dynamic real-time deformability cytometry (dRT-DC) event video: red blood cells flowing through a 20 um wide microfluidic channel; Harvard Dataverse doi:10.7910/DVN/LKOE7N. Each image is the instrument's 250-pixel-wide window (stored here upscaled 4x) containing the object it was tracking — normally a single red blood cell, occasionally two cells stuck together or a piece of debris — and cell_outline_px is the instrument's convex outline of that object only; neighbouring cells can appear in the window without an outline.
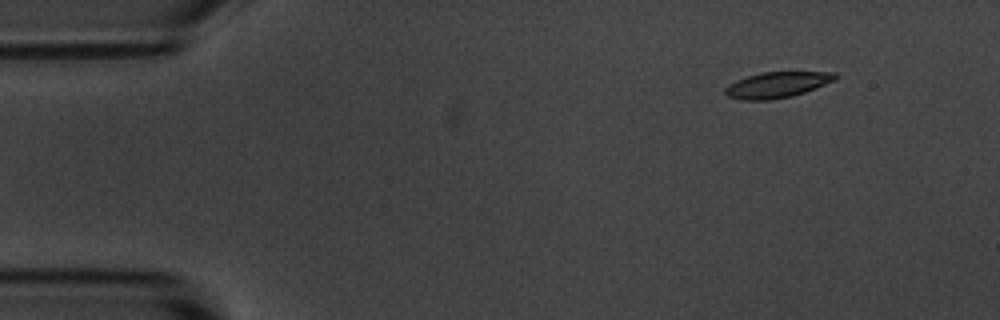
{"species": "common noctule bat (a hibernating species)", "species_latin": "Nyctalus noctula", "temperature_condition": "room temperature", "stored_images_in_passage": 5, "camera_frame_rate_fps": 3000, "um_per_image_px": 0.085, "animal": {"sex": "male", "body_mass_g": 20.1, "forearm_length_mm": 53.5}, "frame": {"image": 1, "passage_image": 1, "time_ms": 0.0, "image_size_px": [1000, 320], "cell_outline_px": [[836, 80], [804, 92], [792, 96], [768, 100], [740, 100], [728, 96], [724, 92], [724, 88], [728, 84], [736, 80], [760, 72], [836, 72]], "centroid_in_image_um": [66.01, 7.21], "position_along_channel_um": 19.0, "area_um2": 16.53}}